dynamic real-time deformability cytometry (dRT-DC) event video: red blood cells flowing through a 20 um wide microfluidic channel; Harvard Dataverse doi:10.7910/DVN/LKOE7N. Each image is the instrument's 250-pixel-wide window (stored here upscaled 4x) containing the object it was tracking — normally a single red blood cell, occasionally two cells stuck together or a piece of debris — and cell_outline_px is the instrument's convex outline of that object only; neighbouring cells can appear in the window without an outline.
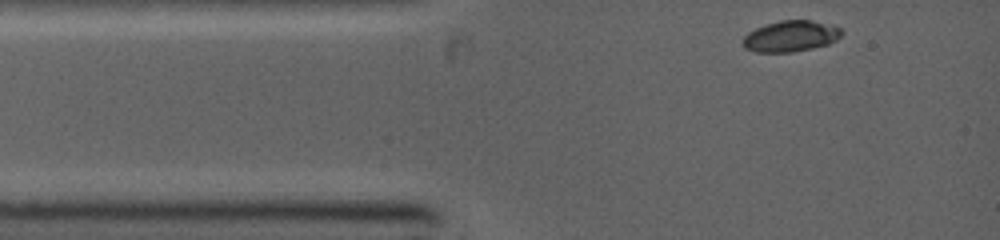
{"species": "common noctule bat (a hibernating species)", "species_latin": "Nyctalus noctula", "temperature_condition": "warm", "stored_images_in_passage": 22, "camera_frame_rate_fps": 5000, "um_per_image_px": 0.085, "animal": {"sex": "female", "body_mass_g": 19.0, "forearm_length_mm": 53.3}, "frame": {"image": 1, "passage_image": 1, "time_ms": 0.0, "image_size_px": [1000, 240], "cell_outline_px": [[844, 32], [836, 40], [828, 44], [812, 48], [792, 52], [756, 52], [744, 48], [744, 36], [748, 32], [764, 24], [780, 20], [812, 20], [840, 28]], "centroid_in_image_um": [67.2, 3.07], "position_along_channel_um": 17.8, "area_um2": 17.8}}
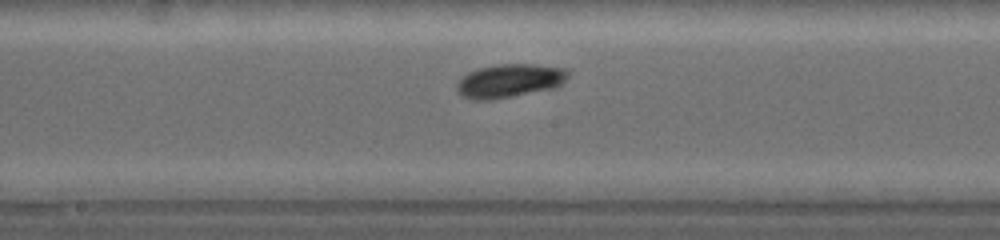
{"frame": {"image": 2, "passage_image": 12, "time_ms": 4.8, "image_size_px": [1000, 240], "cell_outline_px": [[568, 76], [556, 88], [492, 100], [472, 100], [464, 96], [456, 88], [456, 84], [468, 72], [476, 68], [496, 64], [532, 64], [568, 68]], "centroid_in_image_um": [43.32, 6.86], "position_along_channel_um": 204.9, "area_um2": 21.85}}
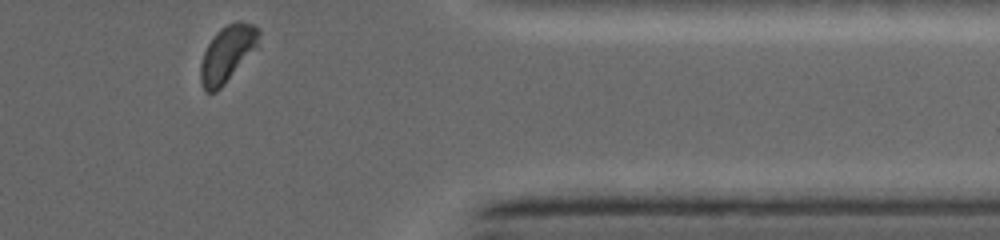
{"frame": {"image": 3, "passage_image": 22, "time_ms": 9.2, "image_size_px": [1000, 240], "cell_outline_px": [[260, 32], [256, 48], [224, 84], [216, 92], [204, 92], [200, 84], [200, 64], [204, 52], [208, 44], [216, 32], [220, 28], [236, 20], [240, 20], [252, 24], [260, 28]], "centroid_in_image_um": [19.3, 4.55], "position_along_channel_um": 392.1, "area_um2": 19.13}}